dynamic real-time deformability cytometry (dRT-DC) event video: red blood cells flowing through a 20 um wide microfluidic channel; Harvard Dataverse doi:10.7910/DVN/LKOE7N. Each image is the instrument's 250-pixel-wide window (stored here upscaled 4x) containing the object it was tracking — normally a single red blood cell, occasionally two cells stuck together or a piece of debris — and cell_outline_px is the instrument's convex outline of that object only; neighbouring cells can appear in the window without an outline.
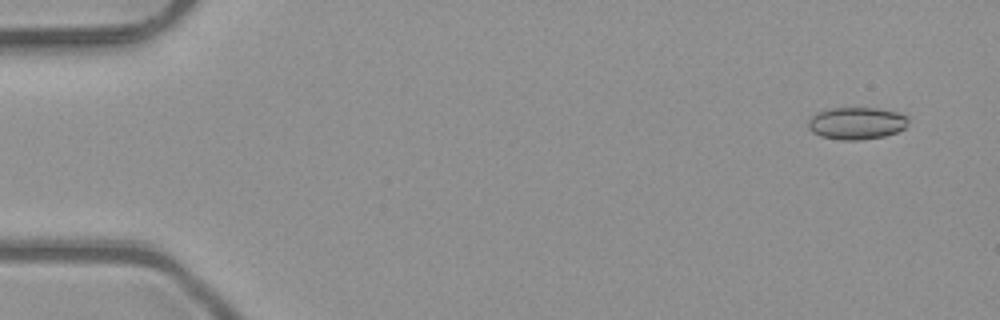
{"species": "common noctule bat (a hibernating species)", "species_latin": "Nyctalus noctula", "temperature_condition": "room temperature", "stored_images_in_passage": 6, "camera_frame_rate_fps": 3000, "um_per_image_px": 0.085, "animal": {"sex": "male", "body_mass_g": 23.1, "forearm_length_mm": 52.7}, "frame": {"image": 1, "passage_image": 1, "time_ms": 0.0, "image_size_px": [1000, 320], "cell_outline_px": [[908, 120], [904, 128], [896, 132], [884, 136], [860, 140], [840, 140], [820, 136], [812, 132], [808, 128], [808, 120], [816, 112], [832, 108], [876, 108], [896, 112], [908, 116]], "centroid_in_image_um": [72.77, 10.48], "position_along_channel_um": 12.2, "area_um2": 18.79}}
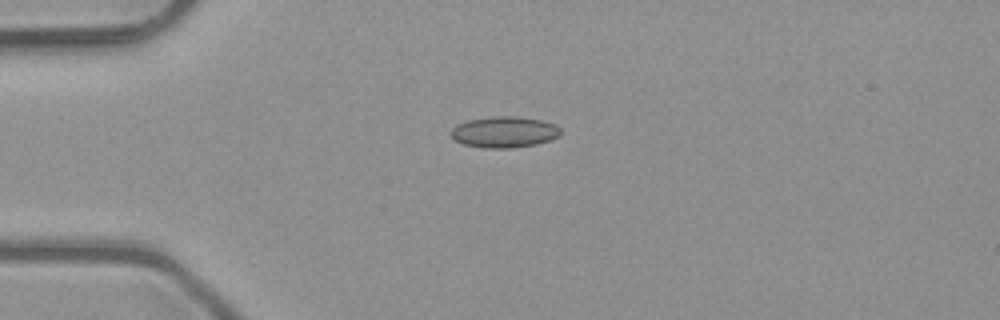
{"frame": {"image": 2, "passage_image": 4, "time_ms": 1.0, "image_size_px": [1000, 320], "cell_outline_px": [[560, 136], [552, 140], [536, 144], [512, 148], [484, 148], [464, 144], [452, 140], [448, 132], [456, 124], [468, 120], [492, 116], [516, 116], [540, 120], [556, 124], [560, 128]], "centroid_in_image_um": [42.83, 11.22], "position_along_channel_um": 42.2, "area_um2": 20.23}}
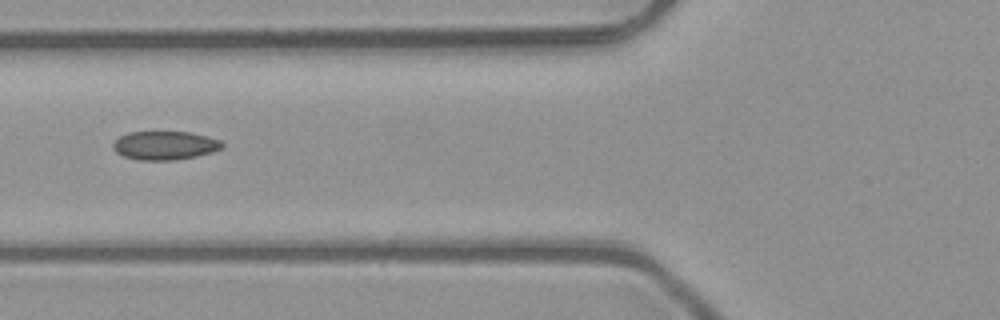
{"frame": {"image": 3, "passage_image": 6, "time_ms": 1.667, "image_size_px": [1000, 320], "cell_outline_px": [[224, 148], [212, 152], [196, 156], [176, 160], [140, 160], [124, 156], [116, 152], [112, 148], [112, 144], [120, 136], [128, 132], [192, 132], [208, 136], [220, 140], [224, 144]], "centroid_in_image_um": [14.04, 12.36], "position_along_channel_um": 111.8, "area_um2": 18.32}}